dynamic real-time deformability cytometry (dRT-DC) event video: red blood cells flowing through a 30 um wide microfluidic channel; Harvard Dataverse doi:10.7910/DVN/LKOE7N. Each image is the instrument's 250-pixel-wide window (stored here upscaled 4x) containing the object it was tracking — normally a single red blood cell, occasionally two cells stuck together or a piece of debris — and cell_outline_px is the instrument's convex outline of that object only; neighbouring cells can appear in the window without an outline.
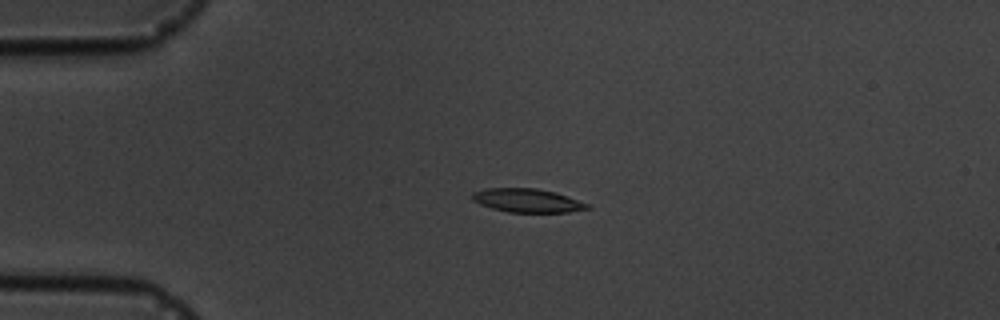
{"species": "common noctule bat (a hibernating species)", "species_latin": "Nyctalus noctula", "temperature_condition": "cold", "stored_images_in_passage": 4, "camera_frame_rate_fps": 3000, "um_per_image_px": 0.085, "animal": {"sex": "male", "body_mass_g": 19.5, "forearm_length_mm": 54.6}, "frame": {"image": 1, "passage_image": 3, "time_ms": 2.333, "image_size_px": [1000, 320], "cell_outline_px": [[592, 208], [568, 212], [508, 212], [492, 208], [480, 204], [472, 200], [472, 192], [484, 188], [536, 188], [556, 192], [592, 204]], "centroid_in_image_um": [44.86, 17.04], "position_along_channel_um": 40.1, "area_um2": 16.07}}